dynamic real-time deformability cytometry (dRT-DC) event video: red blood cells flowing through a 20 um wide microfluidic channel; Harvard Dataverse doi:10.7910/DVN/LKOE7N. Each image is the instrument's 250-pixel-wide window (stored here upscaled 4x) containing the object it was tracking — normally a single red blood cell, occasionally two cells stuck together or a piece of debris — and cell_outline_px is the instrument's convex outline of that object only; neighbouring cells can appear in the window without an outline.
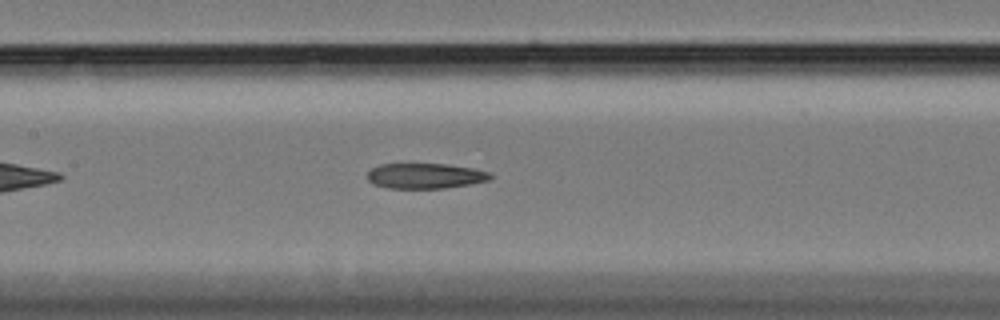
{"species": "Egyptian fruit bat (a non-hibernating species)", "species_latin": "Rousettus aegyptiacus", "temperature_condition": "cold", "stored_images_in_passage": 23, "camera_frame_rate_fps": 3000, "um_per_image_px": 0.085, "animal": {"sex": "female"}, "frame": {"image": 1, "passage_image": 15, "time_ms": 4.667, "image_size_px": [1000, 320], "cell_outline_px": [[492, 176], [488, 180], [468, 184], [444, 188], [388, 188], [372, 184], [368, 180], [368, 172], [372, 168], [380, 164], [448, 164], [476, 168], [488, 172]], "centroid_in_image_um": [36.12, 14.94], "position_along_channel_um": 171.3, "area_um2": 18.09}}